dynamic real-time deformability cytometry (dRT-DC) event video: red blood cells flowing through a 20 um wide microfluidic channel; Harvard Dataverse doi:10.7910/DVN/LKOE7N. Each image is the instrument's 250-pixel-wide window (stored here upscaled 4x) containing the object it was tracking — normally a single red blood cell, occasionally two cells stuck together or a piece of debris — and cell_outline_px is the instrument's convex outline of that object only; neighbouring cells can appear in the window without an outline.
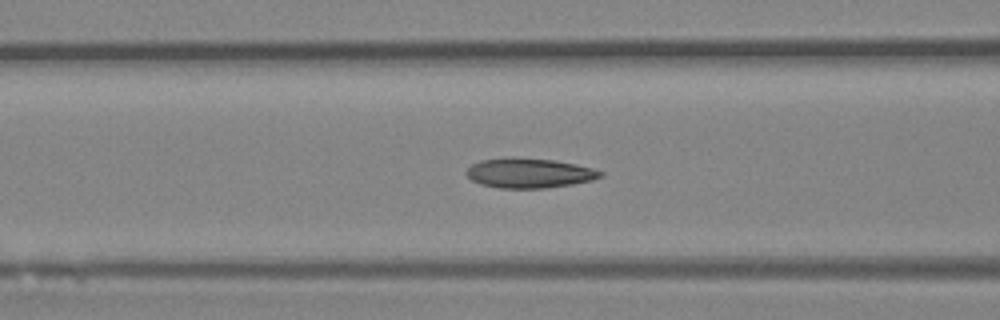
{"species": "Egyptian fruit bat (a non-hibernating species)", "species_latin": "Rousettus aegyptiacus", "temperature_condition": "room temperature", "stored_images_in_passage": 41, "camera_frame_rate_fps": 3000, "um_per_image_px": 0.085, "animal": {"sex": "female"}, "frame": {"image": 1, "passage_image": 12, "time_ms": 3.667, "image_size_px": [1000, 320], "cell_outline_px": [[604, 176], [592, 180], [572, 184], [544, 188], [500, 188], [480, 184], [472, 180], [464, 172], [472, 164], [480, 160], [552, 160], [576, 164], [592, 168], [604, 172]], "centroid_in_image_um": [45.03, 14.75], "position_along_channel_um": 121.6, "area_um2": 22.37}}
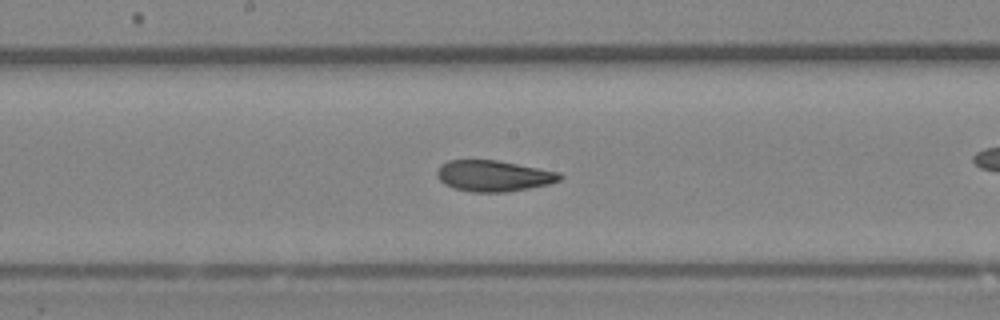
{"frame": {"image": 2, "passage_image": 18, "time_ms": 5.667, "image_size_px": [1000, 320], "cell_outline_px": [[564, 176], [560, 180], [548, 184], [528, 188], [504, 192], [472, 192], [456, 188], [444, 184], [436, 176], [436, 172], [448, 160], [496, 160], [560, 172]], "centroid_in_image_um": [41.97, 14.95], "position_along_channel_um": 206.2, "area_um2": 21.96}}
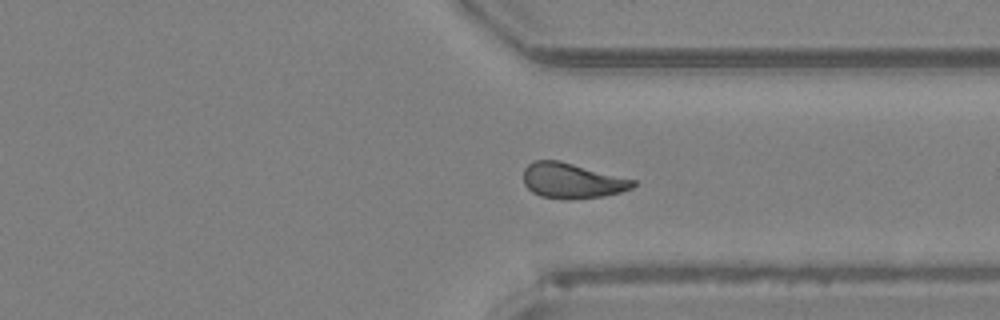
{"frame": {"image": 3, "passage_image": 29, "time_ms": 9.333, "image_size_px": [1000, 320], "cell_outline_px": [[636, 184], [632, 188], [620, 192], [604, 196], [568, 200], [564, 200], [540, 196], [532, 192], [524, 184], [524, 168], [528, 164], [536, 160], [560, 160], [636, 180]], "centroid_in_image_um": [48.62, 15.36], "position_along_channel_um": 362.8, "area_um2": 22.72}, "authors_computed_cell_mechanics": {"area_um2": 22.3686, "velocity_mm_per_s": 4.2586, "shape_relaxation_time_tau1_ms": null, "shape_relaxation_time_tau2_ms": 2.0549, "deformation_change_tau1": null, "deformation_change_tau2": 0.079}}